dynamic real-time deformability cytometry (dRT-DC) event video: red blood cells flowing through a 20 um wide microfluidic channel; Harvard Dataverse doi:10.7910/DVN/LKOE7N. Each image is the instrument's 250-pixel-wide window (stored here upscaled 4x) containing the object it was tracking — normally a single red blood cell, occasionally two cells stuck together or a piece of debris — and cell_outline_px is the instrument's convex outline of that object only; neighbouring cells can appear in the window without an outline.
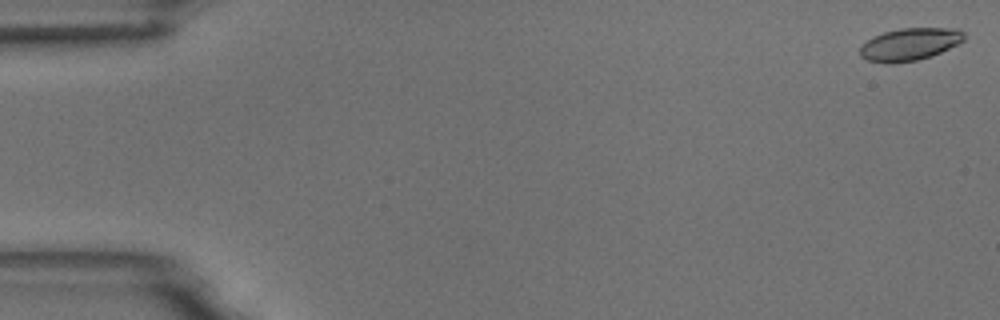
{"species": "common noctule bat (a hibernating species)", "species_latin": "Nyctalus noctula", "temperature_condition": "room temperature", "stored_images_in_passage": 54, "camera_frame_rate_fps": 3000, "um_per_image_px": 0.085, "animal": {"sex": "male", "body_mass_g": 18.8}, "frame": {"image": 1, "passage_image": 1, "time_ms": 0.0, "image_size_px": [1000, 320], "cell_outline_px": [[964, 40], [932, 56], [916, 60], [892, 64], [888, 64], [868, 60], [860, 56], [860, 44], [872, 36], [884, 32], [900, 28], [960, 28], [964, 32]], "centroid_in_image_um": [77.29, 3.76], "position_along_channel_um": 7.7, "area_um2": 19.83}}
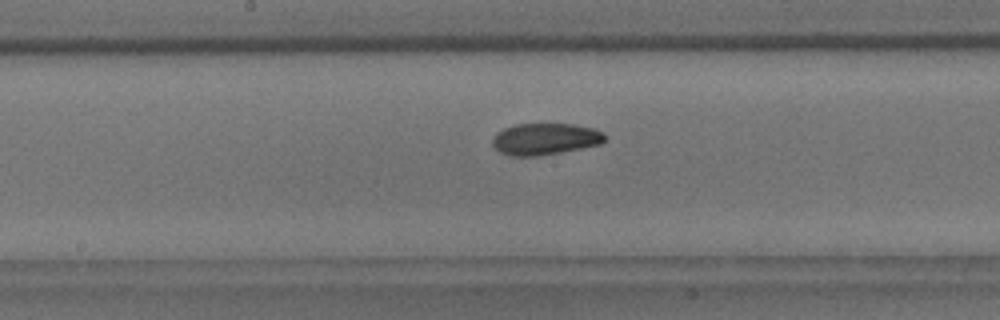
{"frame": {"image": 2, "passage_image": 28, "time_ms": 9.0, "image_size_px": [1000, 320], "cell_outline_px": [[604, 140], [600, 144], [540, 156], [508, 156], [500, 152], [492, 144], [492, 140], [496, 132], [504, 128], [516, 124], [572, 124], [592, 128], [604, 132]], "centroid_in_image_um": [46.29, 11.82], "position_along_channel_um": 201.9, "area_um2": 20.63}}
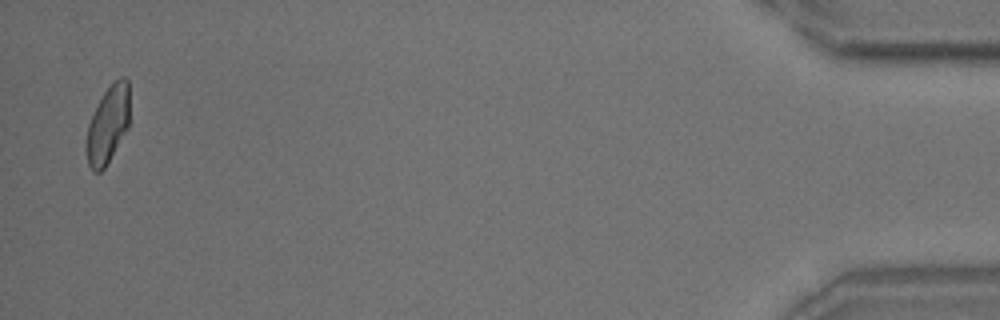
{"frame": {"image": 3, "passage_image": 53, "time_ms": 17.333, "image_size_px": [1000, 320], "cell_outline_px": [[128, 128], [104, 168], [100, 172], [92, 172], [88, 164], [84, 148], [88, 124], [104, 92], [120, 76], [124, 76], [128, 80]], "centroid_in_image_um": [9.14, 10.64], "position_along_channel_um": 426.1, "area_um2": 19.31}, "authors_computed_cell_mechanics": {"area_um2": 20.5479, "velocity_mm_per_s": 3.7378, "shape_relaxation_time_tau1_ms": 5.0394, "shape_relaxation_time_tau2_ms": 5.0741, "deformation_change_tau1": 0.1351, "deformation_change_tau2": 0.0931}}